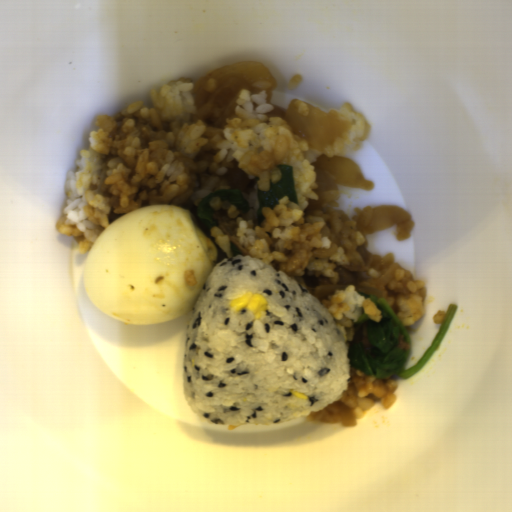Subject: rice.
<instances>
[{
	"label": "rice",
	"mask_w": 512,
	"mask_h": 512,
	"mask_svg": "<svg viewBox=\"0 0 512 512\" xmlns=\"http://www.w3.org/2000/svg\"><path fill=\"white\" fill-rule=\"evenodd\" d=\"M395 225L397 227L395 234H396L397 241H399V242L405 241L411 235L413 228L415 226L411 215L409 216L408 219H406L398 224H395Z\"/></svg>",
	"instance_id": "5"
},
{
	"label": "rice",
	"mask_w": 512,
	"mask_h": 512,
	"mask_svg": "<svg viewBox=\"0 0 512 512\" xmlns=\"http://www.w3.org/2000/svg\"><path fill=\"white\" fill-rule=\"evenodd\" d=\"M350 384L339 401L350 407L355 419H361L376 402L384 409L391 408L399 382L394 375L390 378H378L349 366Z\"/></svg>",
	"instance_id": "3"
},
{
	"label": "rice",
	"mask_w": 512,
	"mask_h": 512,
	"mask_svg": "<svg viewBox=\"0 0 512 512\" xmlns=\"http://www.w3.org/2000/svg\"><path fill=\"white\" fill-rule=\"evenodd\" d=\"M250 291L269 303L259 319L228 307ZM348 351L331 311L297 280L249 255L230 256L214 265L191 311L184 397L211 425L267 426L308 417L349 390Z\"/></svg>",
	"instance_id": "2"
},
{
	"label": "rice",
	"mask_w": 512,
	"mask_h": 512,
	"mask_svg": "<svg viewBox=\"0 0 512 512\" xmlns=\"http://www.w3.org/2000/svg\"><path fill=\"white\" fill-rule=\"evenodd\" d=\"M211 237L215 240V242L222 248L225 252L227 258L233 257L232 246L230 237L228 234H224L218 225L210 228Z\"/></svg>",
	"instance_id": "4"
},
{
	"label": "rice",
	"mask_w": 512,
	"mask_h": 512,
	"mask_svg": "<svg viewBox=\"0 0 512 512\" xmlns=\"http://www.w3.org/2000/svg\"><path fill=\"white\" fill-rule=\"evenodd\" d=\"M198 80L171 79L148 90L152 106L135 101L120 113L98 116L89 133L87 149L72 170L66 171V195L55 228L74 239L80 254H89L100 233L118 218L146 205H169L190 210L195 217L210 193L233 190L223 177L237 161L239 169L255 179L251 193H242L249 206L241 212L230 201L213 197V211L227 209L235 219L237 240L248 256L283 271L305 288L303 278L326 277L338 282L333 269L360 271L363 281L335 291L326 307L346 342L354 324L365 313L380 321L382 311L363 292L383 298L403 328L425 315L428 288L395 260L392 253L371 254L366 247L375 208H356L349 218L339 209L338 188L317 193L313 163L322 155L345 156L368 138L370 123L349 102L330 108L346 128L337 141L324 148L309 147L285 118L269 117L270 83L255 82L256 93L242 89L236 108L223 128L193 119L196 108L192 88ZM278 164L293 165L299 204L283 196L274 210L262 208L258 226L259 190L281 178Z\"/></svg>",
	"instance_id": "1"
}]
</instances>
